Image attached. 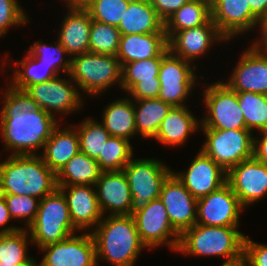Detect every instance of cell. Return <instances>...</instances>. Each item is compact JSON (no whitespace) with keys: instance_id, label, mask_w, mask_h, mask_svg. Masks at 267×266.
Segmentation results:
<instances>
[{"instance_id":"obj_1","label":"cell","mask_w":267,"mask_h":266,"mask_svg":"<svg viewBox=\"0 0 267 266\" xmlns=\"http://www.w3.org/2000/svg\"><path fill=\"white\" fill-rule=\"evenodd\" d=\"M0 97L1 139L9 155H39L53 129L60 123L57 118L40 109L25 90L6 84Z\"/></svg>"},{"instance_id":"obj_2","label":"cell","mask_w":267,"mask_h":266,"mask_svg":"<svg viewBox=\"0 0 267 266\" xmlns=\"http://www.w3.org/2000/svg\"><path fill=\"white\" fill-rule=\"evenodd\" d=\"M91 233L96 245L97 265L104 261L113 266H134L146 250L132 215L103 216Z\"/></svg>"},{"instance_id":"obj_3","label":"cell","mask_w":267,"mask_h":266,"mask_svg":"<svg viewBox=\"0 0 267 266\" xmlns=\"http://www.w3.org/2000/svg\"><path fill=\"white\" fill-rule=\"evenodd\" d=\"M58 188L57 176L38 155H8L0 162V194L42 199Z\"/></svg>"},{"instance_id":"obj_4","label":"cell","mask_w":267,"mask_h":266,"mask_svg":"<svg viewBox=\"0 0 267 266\" xmlns=\"http://www.w3.org/2000/svg\"><path fill=\"white\" fill-rule=\"evenodd\" d=\"M239 226H205L195 224L180 235L176 253L225 258L231 263L243 258L245 234Z\"/></svg>"},{"instance_id":"obj_5","label":"cell","mask_w":267,"mask_h":266,"mask_svg":"<svg viewBox=\"0 0 267 266\" xmlns=\"http://www.w3.org/2000/svg\"><path fill=\"white\" fill-rule=\"evenodd\" d=\"M66 76L78 85L83 96L86 93L85 96L96 98L113 85L121 89L122 67L114 55L85 52L71 57L70 70Z\"/></svg>"},{"instance_id":"obj_6","label":"cell","mask_w":267,"mask_h":266,"mask_svg":"<svg viewBox=\"0 0 267 266\" xmlns=\"http://www.w3.org/2000/svg\"><path fill=\"white\" fill-rule=\"evenodd\" d=\"M27 230L37 249L80 233L72 223L66 198L59 188L40 200L35 220Z\"/></svg>"},{"instance_id":"obj_7","label":"cell","mask_w":267,"mask_h":266,"mask_svg":"<svg viewBox=\"0 0 267 266\" xmlns=\"http://www.w3.org/2000/svg\"><path fill=\"white\" fill-rule=\"evenodd\" d=\"M156 158H132L123 168L131 190L130 215L159 198L161 187L173 169Z\"/></svg>"},{"instance_id":"obj_8","label":"cell","mask_w":267,"mask_h":266,"mask_svg":"<svg viewBox=\"0 0 267 266\" xmlns=\"http://www.w3.org/2000/svg\"><path fill=\"white\" fill-rule=\"evenodd\" d=\"M203 87L201 129L236 130L246 128L244 115L239 106L237 92L231 90L222 80Z\"/></svg>"},{"instance_id":"obj_9","label":"cell","mask_w":267,"mask_h":266,"mask_svg":"<svg viewBox=\"0 0 267 266\" xmlns=\"http://www.w3.org/2000/svg\"><path fill=\"white\" fill-rule=\"evenodd\" d=\"M205 135L200 150L224 171L253 158L254 134L246 128L236 130L202 129Z\"/></svg>"},{"instance_id":"obj_10","label":"cell","mask_w":267,"mask_h":266,"mask_svg":"<svg viewBox=\"0 0 267 266\" xmlns=\"http://www.w3.org/2000/svg\"><path fill=\"white\" fill-rule=\"evenodd\" d=\"M24 90L40 109L54 118L57 116V120L59 117L64 118L68 114H75L85 105L83 103L85 96L81 94L78 85L70 77L62 78V75L46 82L27 86Z\"/></svg>"},{"instance_id":"obj_11","label":"cell","mask_w":267,"mask_h":266,"mask_svg":"<svg viewBox=\"0 0 267 266\" xmlns=\"http://www.w3.org/2000/svg\"><path fill=\"white\" fill-rule=\"evenodd\" d=\"M198 70L191 63L168 51L161 61L159 70L160 92L158 98L172 106H187L188 98L196 88Z\"/></svg>"},{"instance_id":"obj_12","label":"cell","mask_w":267,"mask_h":266,"mask_svg":"<svg viewBox=\"0 0 267 266\" xmlns=\"http://www.w3.org/2000/svg\"><path fill=\"white\" fill-rule=\"evenodd\" d=\"M132 216L139 238L147 250H154L165 245L171 251H177L180 234L173 228L166 208L159 198L150 201Z\"/></svg>"},{"instance_id":"obj_13","label":"cell","mask_w":267,"mask_h":266,"mask_svg":"<svg viewBox=\"0 0 267 266\" xmlns=\"http://www.w3.org/2000/svg\"><path fill=\"white\" fill-rule=\"evenodd\" d=\"M75 233L62 242L38 249L40 266H97L96 245L91 232Z\"/></svg>"},{"instance_id":"obj_14","label":"cell","mask_w":267,"mask_h":266,"mask_svg":"<svg viewBox=\"0 0 267 266\" xmlns=\"http://www.w3.org/2000/svg\"><path fill=\"white\" fill-rule=\"evenodd\" d=\"M239 199L226 182L216 191L197 199L196 224L205 226H239L244 211Z\"/></svg>"},{"instance_id":"obj_15","label":"cell","mask_w":267,"mask_h":266,"mask_svg":"<svg viewBox=\"0 0 267 266\" xmlns=\"http://www.w3.org/2000/svg\"><path fill=\"white\" fill-rule=\"evenodd\" d=\"M226 182L246 209L267 197V165L254 158L232 167Z\"/></svg>"},{"instance_id":"obj_16","label":"cell","mask_w":267,"mask_h":266,"mask_svg":"<svg viewBox=\"0 0 267 266\" xmlns=\"http://www.w3.org/2000/svg\"><path fill=\"white\" fill-rule=\"evenodd\" d=\"M159 199L166 208L173 228L180 235L196 224L197 199L173 172L164 181Z\"/></svg>"},{"instance_id":"obj_17","label":"cell","mask_w":267,"mask_h":266,"mask_svg":"<svg viewBox=\"0 0 267 266\" xmlns=\"http://www.w3.org/2000/svg\"><path fill=\"white\" fill-rule=\"evenodd\" d=\"M223 42H228V40L210 19L201 26L175 32L168 39V49L175 56L193 63L202 58V55H207L212 45Z\"/></svg>"},{"instance_id":"obj_18","label":"cell","mask_w":267,"mask_h":266,"mask_svg":"<svg viewBox=\"0 0 267 266\" xmlns=\"http://www.w3.org/2000/svg\"><path fill=\"white\" fill-rule=\"evenodd\" d=\"M210 1L211 19L228 41L257 28L259 19L252 13L246 0Z\"/></svg>"},{"instance_id":"obj_19","label":"cell","mask_w":267,"mask_h":266,"mask_svg":"<svg viewBox=\"0 0 267 266\" xmlns=\"http://www.w3.org/2000/svg\"><path fill=\"white\" fill-rule=\"evenodd\" d=\"M234 67L229 79L223 81L231 90L267 95V54L250 45L242 51Z\"/></svg>"},{"instance_id":"obj_20","label":"cell","mask_w":267,"mask_h":266,"mask_svg":"<svg viewBox=\"0 0 267 266\" xmlns=\"http://www.w3.org/2000/svg\"><path fill=\"white\" fill-rule=\"evenodd\" d=\"M163 56L126 63L122 67L121 90L131 99L158 98L159 70Z\"/></svg>"},{"instance_id":"obj_21","label":"cell","mask_w":267,"mask_h":266,"mask_svg":"<svg viewBox=\"0 0 267 266\" xmlns=\"http://www.w3.org/2000/svg\"><path fill=\"white\" fill-rule=\"evenodd\" d=\"M188 166L185 171L173 170V173L196 199L216 191L226 183L227 172L200 149Z\"/></svg>"},{"instance_id":"obj_22","label":"cell","mask_w":267,"mask_h":266,"mask_svg":"<svg viewBox=\"0 0 267 266\" xmlns=\"http://www.w3.org/2000/svg\"><path fill=\"white\" fill-rule=\"evenodd\" d=\"M63 192L73 225L80 232H91L102 220L96 189L93 185L58 186Z\"/></svg>"},{"instance_id":"obj_23","label":"cell","mask_w":267,"mask_h":266,"mask_svg":"<svg viewBox=\"0 0 267 266\" xmlns=\"http://www.w3.org/2000/svg\"><path fill=\"white\" fill-rule=\"evenodd\" d=\"M98 204L104 216L130 215L131 190L124 172L103 171L95 184Z\"/></svg>"},{"instance_id":"obj_24","label":"cell","mask_w":267,"mask_h":266,"mask_svg":"<svg viewBox=\"0 0 267 266\" xmlns=\"http://www.w3.org/2000/svg\"><path fill=\"white\" fill-rule=\"evenodd\" d=\"M57 40L70 57L89 52L92 18L83 6H66Z\"/></svg>"},{"instance_id":"obj_25","label":"cell","mask_w":267,"mask_h":266,"mask_svg":"<svg viewBox=\"0 0 267 266\" xmlns=\"http://www.w3.org/2000/svg\"><path fill=\"white\" fill-rule=\"evenodd\" d=\"M196 117L188 106H173L163 119L153 139L167 147H179L185 144L191 135L200 131L198 129L201 119Z\"/></svg>"},{"instance_id":"obj_26","label":"cell","mask_w":267,"mask_h":266,"mask_svg":"<svg viewBox=\"0 0 267 266\" xmlns=\"http://www.w3.org/2000/svg\"><path fill=\"white\" fill-rule=\"evenodd\" d=\"M168 49L166 33L121 35L116 57L121 67L126 63L164 56Z\"/></svg>"},{"instance_id":"obj_27","label":"cell","mask_w":267,"mask_h":266,"mask_svg":"<svg viewBox=\"0 0 267 266\" xmlns=\"http://www.w3.org/2000/svg\"><path fill=\"white\" fill-rule=\"evenodd\" d=\"M61 122L53 129L46 141L42 153L45 164L56 174L79 151V136L76 128L67 126L62 128Z\"/></svg>"},{"instance_id":"obj_28","label":"cell","mask_w":267,"mask_h":266,"mask_svg":"<svg viewBox=\"0 0 267 266\" xmlns=\"http://www.w3.org/2000/svg\"><path fill=\"white\" fill-rule=\"evenodd\" d=\"M117 28L121 35L165 33V22L150 0H130Z\"/></svg>"},{"instance_id":"obj_29","label":"cell","mask_w":267,"mask_h":266,"mask_svg":"<svg viewBox=\"0 0 267 266\" xmlns=\"http://www.w3.org/2000/svg\"><path fill=\"white\" fill-rule=\"evenodd\" d=\"M100 122L110 136L131 141V138L137 136L133 99L121 96V98L108 103L102 111V121Z\"/></svg>"},{"instance_id":"obj_30","label":"cell","mask_w":267,"mask_h":266,"mask_svg":"<svg viewBox=\"0 0 267 266\" xmlns=\"http://www.w3.org/2000/svg\"><path fill=\"white\" fill-rule=\"evenodd\" d=\"M137 135L153 139L172 105L159 98L133 99Z\"/></svg>"},{"instance_id":"obj_31","label":"cell","mask_w":267,"mask_h":266,"mask_svg":"<svg viewBox=\"0 0 267 266\" xmlns=\"http://www.w3.org/2000/svg\"><path fill=\"white\" fill-rule=\"evenodd\" d=\"M102 172L96 159L90 158L79 151L56 174L57 185L83 184L95 186Z\"/></svg>"},{"instance_id":"obj_32","label":"cell","mask_w":267,"mask_h":266,"mask_svg":"<svg viewBox=\"0 0 267 266\" xmlns=\"http://www.w3.org/2000/svg\"><path fill=\"white\" fill-rule=\"evenodd\" d=\"M210 19V0H189L165 22V33L169 39L177 31L201 26Z\"/></svg>"},{"instance_id":"obj_33","label":"cell","mask_w":267,"mask_h":266,"mask_svg":"<svg viewBox=\"0 0 267 266\" xmlns=\"http://www.w3.org/2000/svg\"><path fill=\"white\" fill-rule=\"evenodd\" d=\"M11 80L8 82L14 88L24 90L27 86L46 82L60 76L54 67L41 64L37 57H32L28 52L19 61H13ZM19 66V67H18ZM18 68V69H17Z\"/></svg>"},{"instance_id":"obj_34","label":"cell","mask_w":267,"mask_h":266,"mask_svg":"<svg viewBox=\"0 0 267 266\" xmlns=\"http://www.w3.org/2000/svg\"><path fill=\"white\" fill-rule=\"evenodd\" d=\"M30 243L32 245L31 236L24 228L12 233L0 234V266H16L29 260Z\"/></svg>"},{"instance_id":"obj_35","label":"cell","mask_w":267,"mask_h":266,"mask_svg":"<svg viewBox=\"0 0 267 266\" xmlns=\"http://www.w3.org/2000/svg\"><path fill=\"white\" fill-rule=\"evenodd\" d=\"M237 98L246 129L252 133L267 131V95L245 91L237 92Z\"/></svg>"},{"instance_id":"obj_36","label":"cell","mask_w":267,"mask_h":266,"mask_svg":"<svg viewBox=\"0 0 267 266\" xmlns=\"http://www.w3.org/2000/svg\"><path fill=\"white\" fill-rule=\"evenodd\" d=\"M88 117V118H87ZM82 122L74 123L79 136L80 152L90 158L97 159L102 153L104 144L110 137L104 125L92 117L87 116Z\"/></svg>"},{"instance_id":"obj_37","label":"cell","mask_w":267,"mask_h":266,"mask_svg":"<svg viewBox=\"0 0 267 266\" xmlns=\"http://www.w3.org/2000/svg\"><path fill=\"white\" fill-rule=\"evenodd\" d=\"M133 157L131 141L110 136L96 160L102 171H121Z\"/></svg>"},{"instance_id":"obj_38","label":"cell","mask_w":267,"mask_h":266,"mask_svg":"<svg viewBox=\"0 0 267 266\" xmlns=\"http://www.w3.org/2000/svg\"><path fill=\"white\" fill-rule=\"evenodd\" d=\"M43 41H35L30 45L27 52L32 57H37L41 64L47 67H54V69L60 74L61 71L64 74H68L70 70L71 57L67 54L66 49L61 46L56 39L54 45L49 43H42Z\"/></svg>"},{"instance_id":"obj_39","label":"cell","mask_w":267,"mask_h":266,"mask_svg":"<svg viewBox=\"0 0 267 266\" xmlns=\"http://www.w3.org/2000/svg\"><path fill=\"white\" fill-rule=\"evenodd\" d=\"M121 33L116 26L92 20L89 52L116 56Z\"/></svg>"},{"instance_id":"obj_40","label":"cell","mask_w":267,"mask_h":266,"mask_svg":"<svg viewBox=\"0 0 267 266\" xmlns=\"http://www.w3.org/2000/svg\"><path fill=\"white\" fill-rule=\"evenodd\" d=\"M130 0H89L83 7L92 20L118 27Z\"/></svg>"},{"instance_id":"obj_41","label":"cell","mask_w":267,"mask_h":266,"mask_svg":"<svg viewBox=\"0 0 267 266\" xmlns=\"http://www.w3.org/2000/svg\"><path fill=\"white\" fill-rule=\"evenodd\" d=\"M4 197L7 208L10 212L12 219L23 221L24 229H27L35 220L38 212L40 199L27 196V195H15V194H0Z\"/></svg>"},{"instance_id":"obj_42","label":"cell","mask_w":267,"mask_h":266,"mask_svg":"<svg viewBox=\"0 0 267 266\" xmlns=\"http://www.w3.org/2000/svg\"><path fill=\"white\" fill-rule=\"evenodd\" d=\"M29 17L19 0H0V38L6 37L8 29L26 26Z\"/></svg>"},{"instance_id":"obj_43","label":"cell","mask_w":267,"mask_h":266,"mask_svg":"<svg viewBox=\"0 0 267 266\" xmlns=\"http://www.w3.org/2000/svg\"><path fill=\"white\" fill-rule=\"evenodd\" d=\"M243 258L248 266H267V244L257 243L245 236Z\"/></svg>"},{"instance_id":"obj_44","label":"cell","mask_w":267,"mask_h":266,"mask_svg":"<svg viewBox=\"0 0 267 266\" xmlns=\"http://www.w3.org/2000/svg\"><path fill=\"white\" fill-rule=\"evenodd\" d=\"M188 1L189 0H150L151 5L164 22Z\"/></svg>"},{"instance_id":"obj_45","label":"cell","mask_w":267,"mask_h":266,"mask_svg":"<svg viewBox=\"0 0 267 266\" xmlns=\"http://www.w3.org/2000/svg\"><path fill=\"white\" fill-rule=\"evenodd\" d=\"M254 136L253 158L267 165V131L259 132L258 136Z\"/></svg>"},{"instance_id":"obj_46","label":"cell","mask_w":267,"mask_h":266,"mask_svg":"<svg viewBox=\"0 0 267 266\" xmlns=\"http://www.w3.org/2000/svg\"><path fill=\"white\" fill-rule=\"evenodd\" d=\"M11 220L14 221L7 208V204H6L4 197L0 195V228H1L0 234L12 233V232L18 231L19 229L23 227V226L17 227V226L10 225V224L7 225Z\"/></svg>"},{"instance_id":"obj_47","label":"cell","mask_w":267,"mask_h":266,"mask_svg":"<svg viewBox=\"0 0 267 266\" xmlns=\"http://www.w3.org/2000/svg\"><path fill=\"white\" fill-rule=\"evenodd\" d=\"M257 28L261 30V37H259L260 39L252 40V44L250 45L255 50L267 54V13L259 19Z\"/></svg>"},{"instance_id":"obj_48","label":"cell","mask_w":267,"mask_h":266,"mask_svg":"<svg viewBox=\"0 0 267 266\" xmlns=\"http://www.w3.org/2000/svg\"><path fill=\"white\" fill-rule=\"evenodd\" d=\"M250 7L252 13L260 19L263 15L267 13V0H246Z\"/></svg>"},{"instance_id":"obj_49","label":"cell","mask_w":267,"mask_h":266,"mask_svg":"<svg viewBox=\"0 0 267 266\" xmlns=\"http://www.w3.org/2000/svg\"><path fill=\"white\" fill-rule=\"evenodd\" d=\"M89 0H62L66 6H84Z\"/></svg>"},{"instance_id":"obj_50","label":"cell","mask_w":267,"mask_h":266,"mask_svg":"<svg viewBox=\"0 0 267 266\" xmlns=\"http://www.w3.org/2000/svg\"><path fill=\"white\" fill-rule=\"evenodd\" d=\"M220 266H248V264H247V261L244 258H242L235 262L222 263Z\"/></svg>"},{"instance_id":"obj_51","label":"cell","mask_w":267,"mask_h":266,"mask_svg":"<svg viewBox=\"0 0 267 266\" xmlns=\"http://www.w3.org/2000/svg\"><path fill=\"white\" fill-rule=\"evenodd\" d=\"M16 266H40V262L37 263V260L34 259V257L32 256L29 260H27L24 263L18 264Z\"/></svg>"}]
</instances>
